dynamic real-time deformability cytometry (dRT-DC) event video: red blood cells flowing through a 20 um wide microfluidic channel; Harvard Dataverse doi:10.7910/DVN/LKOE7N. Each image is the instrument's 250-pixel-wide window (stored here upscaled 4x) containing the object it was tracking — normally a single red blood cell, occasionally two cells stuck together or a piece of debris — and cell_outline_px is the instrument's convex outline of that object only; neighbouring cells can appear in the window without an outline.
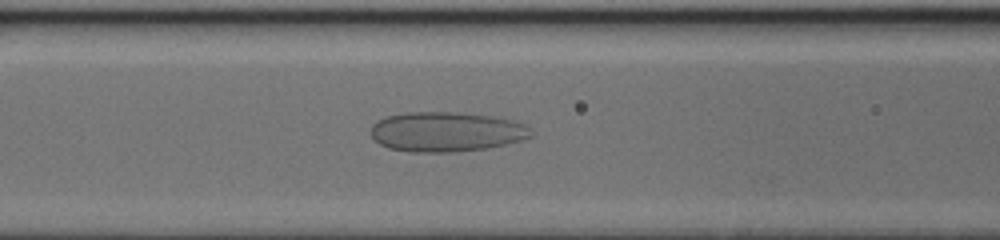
{"species": "human", "species_latin": "Homo sapiens", "temperature_condition": "cold", "stored_images_in_passage": 50, "camera_frame_rate_fps": 3000, "um_per_image_px": 0.085, "donor": {"sex": "female"}, "frame": {"image": 1, "passage_image": 21, "time_ms": 6.667, "image_size_px": [1000, 240], "cell_outline_px": [[532, 136], [520, 140], [504, 144], [484, 148], [452, 152], [412, 152], [388, 148], [380, 144], [372, 136], [372, 124], [376, 120], [388, 116], [408, 112], [456, 112], [492, 116], [512, 120], [524, 124], [528, 128]], "centroid_in_image_um": [37.9, 11.19], "position_along_channel_um": 128.7, "area_um2": 36.82}}
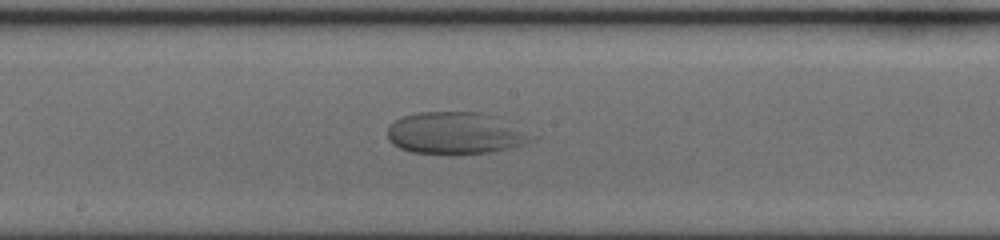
{"frame": {"image": 2, "passage_image": 27, "time_ms": 8.667, "image_size_px": [1000, 240], "cell_outline_px": [[540, 136], [532, 140], [512, 148], [492, 152], [456, 156], [448, 156], [412, 152], [400, 148], [392, 144], [388, 140], [388, 124], [404, 116], [416, 112], [480, 112], [496, 116]], "centroid_in_image_um": [38.75, 11.35], "position_along_channel_um": 209.4, "area_um2": 36.36}}
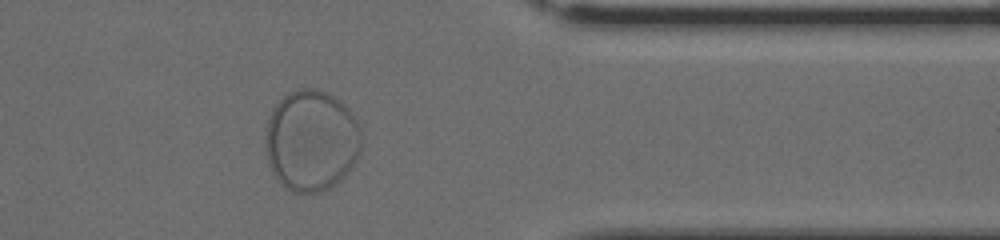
{"frame": {"image": 3, "passage_image": 41, "time_ms": 13.333, "image_size_px": [1000, 240], "cell_outline_px": [[360, 152], [348, 172], [340, 180], [328, 188], [320, 192], [292, 192], [276, 180], [268, 164], [264, 148], [264, 136], [268, 120], [276, 104], [288, 92], [304, 88], [316, 88], [332, 96], [344, 104], [348, 108], [360, 132]], "centroid_in_image_um": [26.41, 11.97], "position_along_channel_um": 385.0, "area_um2": 56.47}}